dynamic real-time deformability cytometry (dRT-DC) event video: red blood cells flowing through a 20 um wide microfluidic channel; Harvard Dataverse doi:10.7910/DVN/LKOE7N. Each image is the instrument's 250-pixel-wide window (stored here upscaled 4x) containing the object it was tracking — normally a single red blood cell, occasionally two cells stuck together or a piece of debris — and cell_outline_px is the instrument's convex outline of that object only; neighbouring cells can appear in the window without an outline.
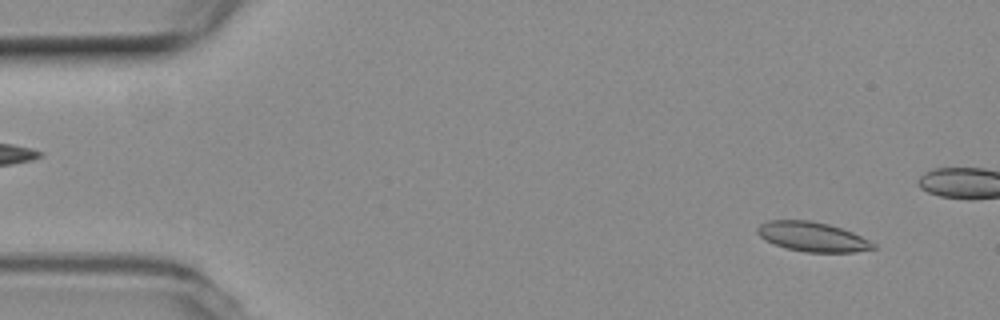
{"species": "common noctule bat (a hibernating species)", "species_latin": "Nyctalus noctula", "temperature_condition": "room temperature", "stored_images_in_passage": 55, "camera_frame_rate_fps": 3000, "um_per_image_px": 0.085, "animal": {"sex": "female", "body_mass_g": 19.3, "forearm_length_mm": 54.1}, "frame": {"image": 1, "passage_image": 4, "time_ms": 1.0, "image_size_px": [1000, 320], "cell_outline_px": [[876, 248], [852, 252], [804, 252], [788, 248], [764, 240], [756, 232], [756, 228], [760, 224], [768, 220], [812, 220], [828, 224], [852, 232], [876, 244]], "centroid_in_image_um": [69.03, 20.11], "position_along_channel_um": 16.0, "area_um2": 19.83}}
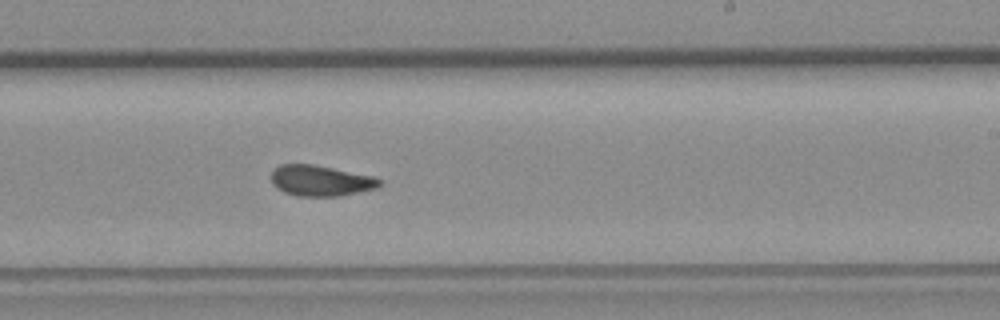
{"frame": {"image": 2, "passage_image": 32, "time_ms": 10.333, "image_size_px": [1000, 320], "cell_outline_px": [[384, 184], [376, 188], [340, 196], [296, 196], [284, 192], [276, 188], [272, 184], [272, 172], [280, 164], [312, 164], [372, 176], [380, 180]], "centroid_in_image_um": [27.24, 15.37], "position_along_channel_um": 261.8, "area_um2": 19.31}}
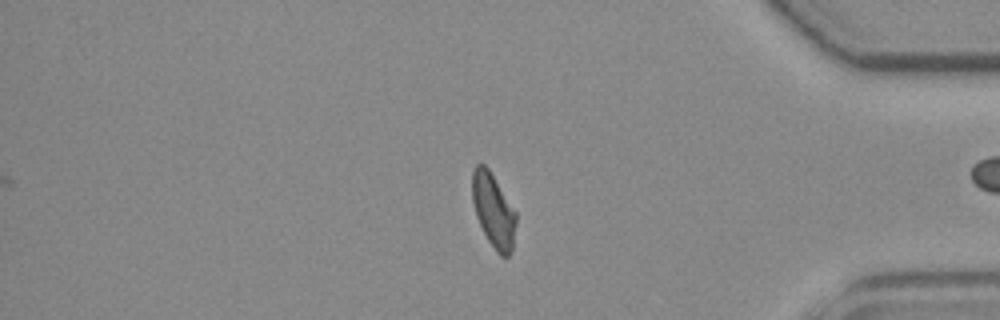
{"frame": {"image": 3, "passage_image": 45, "time_ms": 14.667, "image_size_px": [1000, 320], "cell_outline_px": [[516, 224], [512, 252], [508, 256], [500, 256], [496, 252], [488, 240], [476, 216], [472, 200], [472, 172], [476, 164], [484, 164], [488, 168], [516, 212]], "centroid_in_image_um": [41.94, 17.91], "position_along_channel_um": 393.3, "area_um2": 18.79}, "authors_computed_cell_mechanics": {"area_um2": 19.5364, "velocity_mm_per_s": 3.73, "shape_relaxation_time_tau1_ms": 11.2233, "shape_relaxation_time_tau2_ms": 1.3015, "deformation_change_tau1": 0.2602, "deformation_change_tau2": 0.0762}}